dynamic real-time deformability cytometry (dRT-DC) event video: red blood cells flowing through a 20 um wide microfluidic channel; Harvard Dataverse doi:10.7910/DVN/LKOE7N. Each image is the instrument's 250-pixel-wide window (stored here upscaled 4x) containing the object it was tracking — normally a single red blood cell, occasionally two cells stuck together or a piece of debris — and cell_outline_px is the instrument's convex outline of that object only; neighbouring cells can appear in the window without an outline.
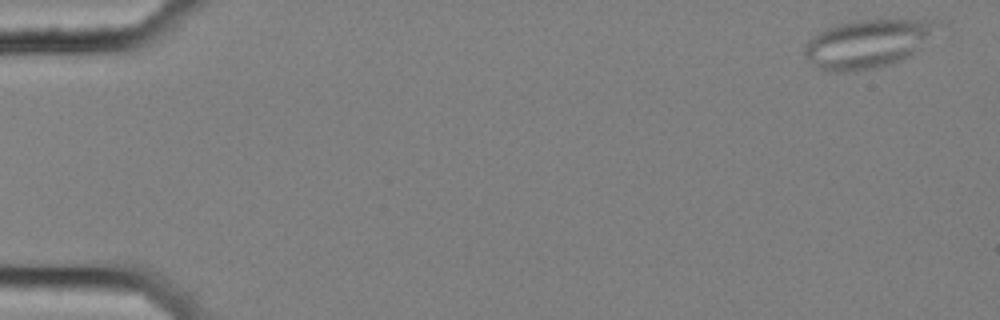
{"species": "common noctule bat (a hibernating species)", "species_latin": "Nyctalus noctula", "temperature_condition": "cold", "stored_images_in_passage": 56, "camera_frame_rate_fps": 3000, "um_per_image_px": 0.085, "animal": {"sex": "female", "body_mass_g": 25.1}, "frame": {"image": 1, "passage_image": 2, "time_ms": 0.333, "image_size_px": [1000, 320], "cell_outline_px": [[948, 24], [920, 48], [908, 56], [900, 60], [888, 64], [872, 68], [840, 72], [824, 72], [816, 68], [804, 52], [804, 44], [812, 36], [828, 28], [840, 24], [856, 20], [940, 20]], "centroid_in_image_um": [73.83, 3.69], "position_along_channel_um": 11.2, "area_um2": 37.69}}
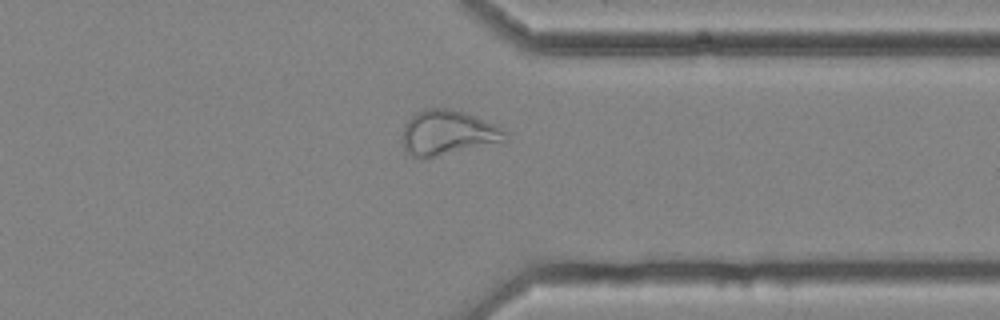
{"frame": {"image": 2, "passage_image": 44, "time_ms": 14.333, "image_size_px": [1000, 320], "cell_outline_px": [[508, 140], [504, 144], [428, 160], [420, 160], [412, 156], [404, 148], [400, 136], [404, 124], [416, 112], [424, 108], [448, 108], [464, 112], [496, 124], [508, 132]], "centroid_in_image_um": [38.12, 11.36], "position_along_channel_um": 373.3, "area_um2": 28.67}}
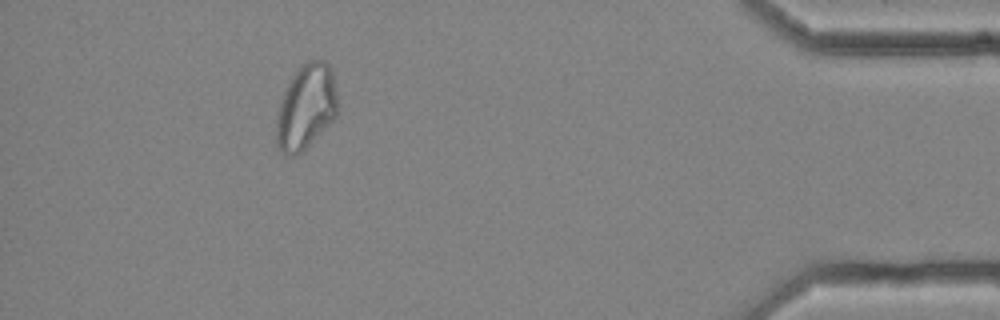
{"frame": {"image": 3, "passage_image": 51, "time_ms": 16.667, "image_size_px": [1000, 320], "cell_outline_px": [[336, 116], [296, 156], [284, 156], [280, 152], [276, 144], [276, 120], [280, 100], [284, 88], [296, 68], [308, 60], [324, 60], [332, 68], [336, 92]], "centroid_in_image_um": [25.96, 9.06], "position_along_channel_um": 409.2, "area_um2": 30.4}, "authors_computed_cell_mechanics": {"area_um2": 29.0734, "velocity_mm_per_s": 3.6222, "shape_relaxation_time_tau1_ms": null, "shape_relaxation_time_tau2_ms": 4.2404, "deformation_change_tau1": null, "deformation_change_tau2": 0.1343}}